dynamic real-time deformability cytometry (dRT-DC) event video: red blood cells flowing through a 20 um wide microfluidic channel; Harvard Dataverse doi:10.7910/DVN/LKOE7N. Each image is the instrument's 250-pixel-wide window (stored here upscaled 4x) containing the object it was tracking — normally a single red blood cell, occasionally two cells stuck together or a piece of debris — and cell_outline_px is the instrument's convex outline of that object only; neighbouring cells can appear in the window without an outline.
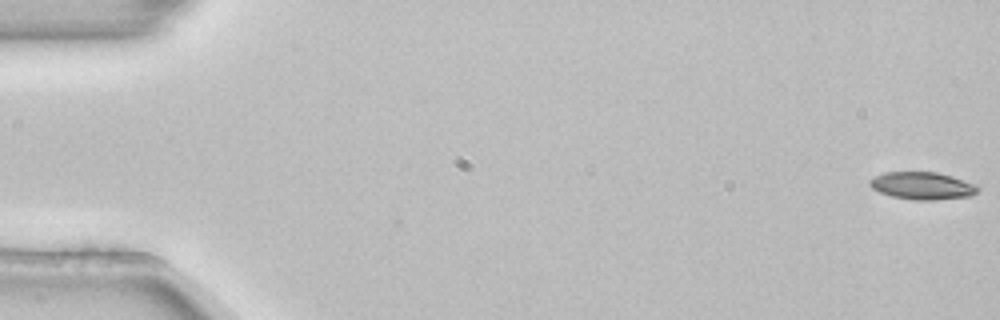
{"species": "common noctule bat (a hibernating species)", "species_latin": "Nyctalus noctula", "temperature_condition": "room temperature", "stored_images_in_passage": 5, "camera_frame_rate_fps": 3000, "um_per_image_px": 0.085, "animal": {"sex": "female", "body_mass_g": 22.7, "forearm_length_mm": 54.2}, "frame": {"image": 1, "passage_image": 1, "time_ms": 0.0, "image_size_px": [1000, 320], "cell_outline_px": [[980, 188], [972, 196], [936, 200], [916, 200], [892, 196], [880, 192], [872, 188], [868, 184], [868, 180], [884, 172], [936, 172], [952, 176], [976, 184]], "centroid_in_image_um": [78.41, 15.79], "position_along_channel_um": 6.6, "area_um2": 17.34}}